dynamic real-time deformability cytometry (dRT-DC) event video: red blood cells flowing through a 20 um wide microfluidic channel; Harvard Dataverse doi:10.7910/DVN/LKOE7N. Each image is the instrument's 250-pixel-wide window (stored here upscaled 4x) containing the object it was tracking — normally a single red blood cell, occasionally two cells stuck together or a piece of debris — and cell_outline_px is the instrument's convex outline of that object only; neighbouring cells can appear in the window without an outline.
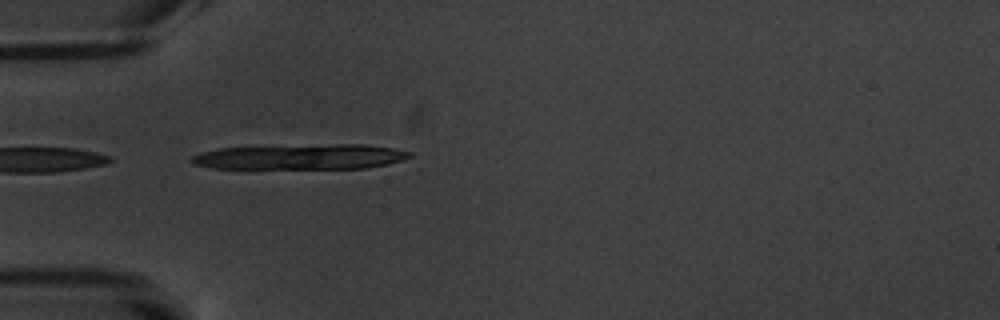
{"species": "common noctule bat (a hibernating species)", "species_latin": "Nyctalus noctula", "temperature_condition": "warm", "stored_images_in_passage": 2, "camera_frame_rate_fps": 3000, "um_per_image_px": 0.085, "animal": {"sex": "male", "body_mass_g": 20.1, "forearm_length_mm": 53.5}, "frame": {"image": 1, "passage_image": 2, "time_ms": 1.333, "image_size_px": [1000, 320], "cell_outline_px": [[412, 156], [388, 164], [364, 168], [212, 168], [196, 164], [192, 160], [192, 156], [200, 152], [220, 148], [336, 144], [364, 144], [392, 148], [412, 152]], "centroid_in_image_um": [25.59, 13.32], "position_along_channel_um": 59.4, "area_um2": 31.62}}